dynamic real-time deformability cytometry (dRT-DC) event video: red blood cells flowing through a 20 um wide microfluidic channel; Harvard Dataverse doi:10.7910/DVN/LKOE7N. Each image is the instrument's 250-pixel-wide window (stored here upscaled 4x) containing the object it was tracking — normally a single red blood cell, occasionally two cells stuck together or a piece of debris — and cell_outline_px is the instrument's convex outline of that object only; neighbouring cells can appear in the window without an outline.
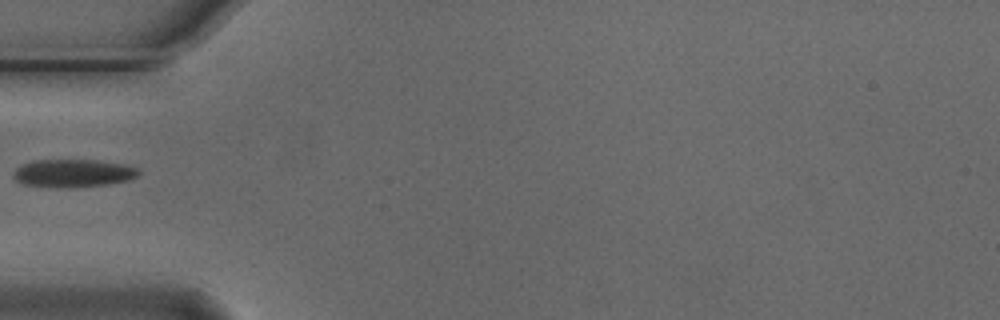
{"species": "Egyptian fruit bat (a non-hibernating species)", "species_latin": "Rousettus aegyptiacus", "temperature_condition": "cold", "stored_images_in_passage": 33, "camera_frame_rate_fps": 3000, "um_per_image_px": 0.085, "animal": {"sex": "male"}, "frame": {"image": 1, "passage_image": 1, "time_ms": 0.0, "image_size_px": [1000, 320], "cell_outline_px": [[140, 172], [136, 176], [128, 180], [104, 184], [76, 188], [56, 188], [24, 184], [16, 180], [12, 176], [16, 168], [24, 164], [36, 160], [96, 160], [124, 164], [140, 168]], "centroid_in_image_um": [6.22, 14.73], "position_along_channel_um": 78.8, "area_um2": 20.4}}
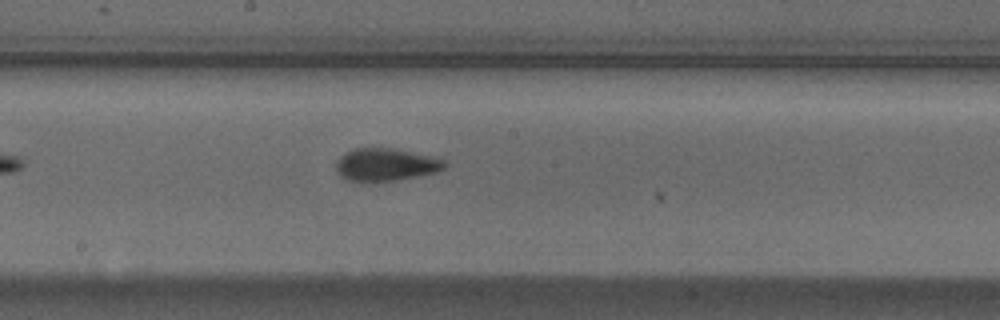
{"frame": {"image": 2, "passage_image": 12, "time_ms": 3.667, "image_size_px": [1000, 320], "cell_outline_px": [[448, 164], [444, 168], [436, 172], [396, 180], [348, 180], [340, 176], [336, 168], [336, 160], [340, 156], [356, 148], [392, 148], [448, 160]], "centroid_in_image_um": [32.81, 13.98], "position_along_channel_um": 215.4, "area_um2": 20.23}}
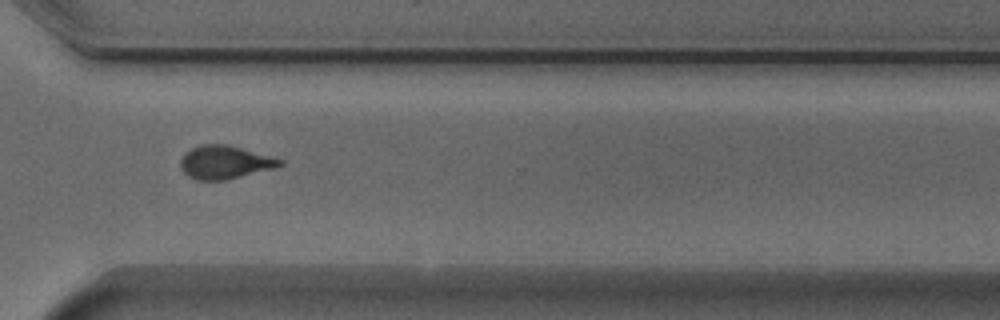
{"frame": {"image": 3, "passage_image": 23, "time_ms": 7.333, "image_size_px": [1000, 320], "cell_outline_px": [[284, 164], [276, 168], [228, 180], [196, 180], [188, 176], [180, 168], [180, 160], [184, 152], [200, 144], [228, 144], [284, 160]], "centroid_in_image_um": [19.11, 13.8], "position_along_channel_um": 351.5, "area_um2": 19.54}}